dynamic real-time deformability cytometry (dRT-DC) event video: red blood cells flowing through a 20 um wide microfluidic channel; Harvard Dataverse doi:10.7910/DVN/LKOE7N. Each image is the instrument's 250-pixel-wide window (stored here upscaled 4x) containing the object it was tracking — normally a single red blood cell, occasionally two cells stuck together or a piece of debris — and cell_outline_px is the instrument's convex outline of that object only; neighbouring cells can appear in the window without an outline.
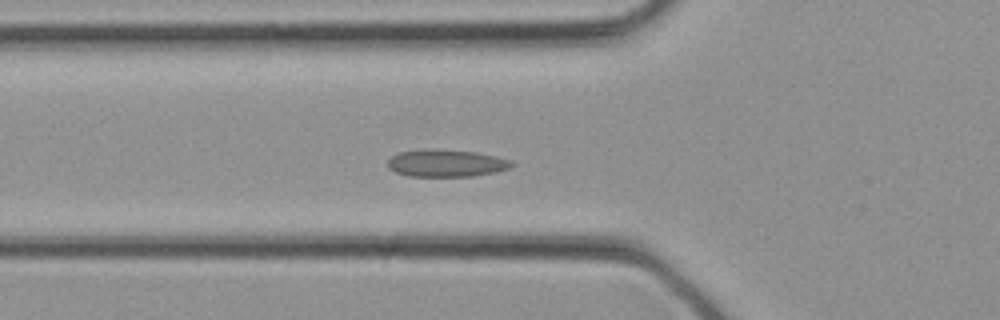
{"species": "common noctule bat (a hibernating species)", "species_latin": "Nyctalus noctula", "temperature_condition": "cold", "stored_images_in_passage": 34, "camera_frame_rate_fps": 3000, "um_per_image_px": 0.085, "animal": {"sex": "female", "body_mass_g": 21.9}, "frame": {"image": 1, "passage_image": 12, "time_ms": 3.667, "image_size_px": [1000, 320], "cell_outline_px": [[516, 164], [508, 168], [496, 172], [472, 176], [408, 176], [396, 172], [388, 168], [388, 160], [392, 156], [400, 152], [476, 152], [496, 156], [512, 160]], "centroid_in_image_um": [38.0, 13.93], "position_along_channel_um": 87.8, "area_um2": 18.67}}
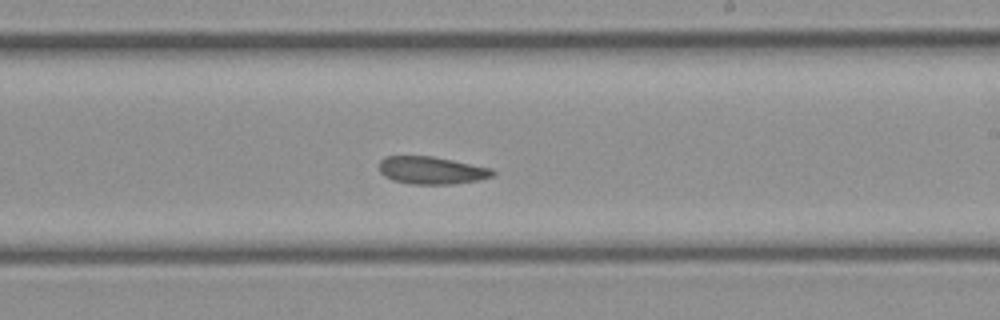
{"frame": {"image": 2, "passage_image": 20, "time_ms": 6.333, "image_size_px": [1000, 320], "cell_outline_px": [[496, 172], [492, 176], [476, 180], [452, 184], [412, 184], [392, 180], [384, 176], [380, 172], [380, 160], [384, 156], [432, 156], [492, 168]], "centroid_in_image_um": [36.66, 14.47], "position_along_channel_um": 252.3, "area_um2": 18.15}}
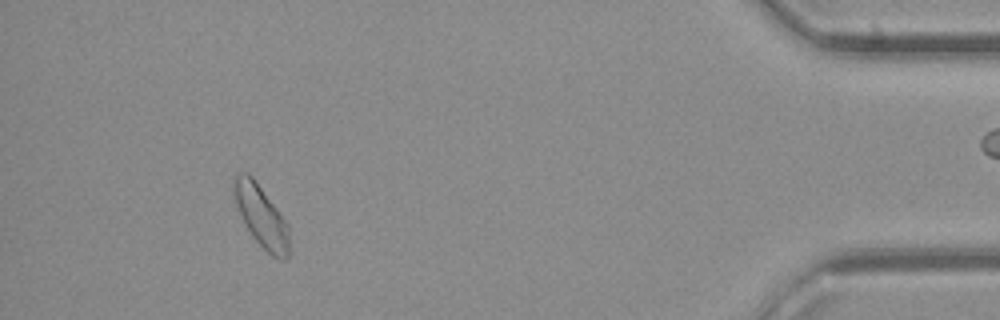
{"frame": {"image": 3, "passage_image": 31, "time_ms": 10.0, "image_size_px": [1000, 320], "cell_outline_px": [[292, 252], [284, 260], [280, 260], [272, 256], [252, 236], [244, 224], [232, 192], [232, 176], [236, 172], [248, 172], [252, 176], [288, 224]], "centroid_in_image_um": [22.21, 18.38], "position_along_channel_um": 413.0, "area_um2": 20.23}}